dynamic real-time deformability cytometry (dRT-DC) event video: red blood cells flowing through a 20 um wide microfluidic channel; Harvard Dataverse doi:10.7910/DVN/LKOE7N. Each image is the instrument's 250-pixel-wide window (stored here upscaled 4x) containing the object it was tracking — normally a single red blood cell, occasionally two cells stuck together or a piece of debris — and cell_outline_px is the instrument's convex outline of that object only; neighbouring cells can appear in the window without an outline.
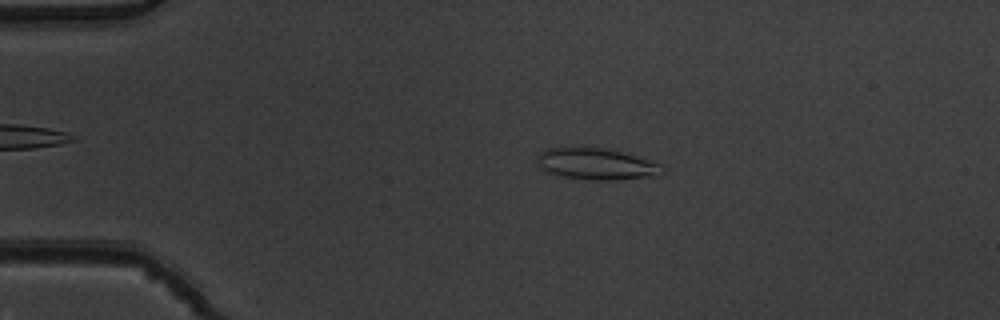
{"species": "common noctule bat (a hibernating species)", "species_latin": "Nyctalus noctula", "temperature_condition": "warm", "stored_images_in_passage": 52, "camera_frame_rate_fps": 3000, "um_per_image_px": 0.085, "animal": {"sex": "male", "body_mass_g": 19.5, "forearm_length_mm": 54.6}, "frame": {"image": 1, "passage_image": 11, "time_ms": 3.333, "image_size_px": [1000, 320], "cell_outline_px": [[664, 172], [656, 176], [616, 180], [588, 180], [564, 176], [548, 172], [540, 168], [536, 164], [536, 156], [540, 152], [548, 148], [572, 144], [576, 144], [604, 148], [620, 152], [660, 164], [664, 168]], "centroid_in_image_um": [50.59, 13.9], "position_along_channel_um": 34.4, "area_um2": 23.58}}
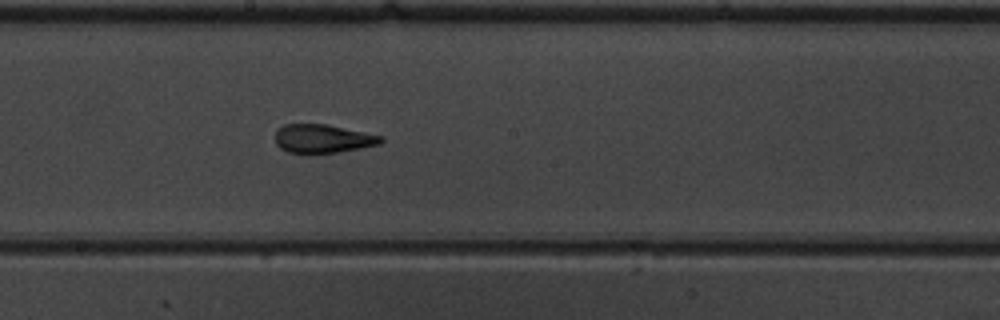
{"frame": {"image": 2, "passage_image": 29, "time_ms": 9.333, "image_size_px": [1000, 320], "cell_outline_px": [[384, 140], [380, 144], [340, 152], [308, 156], [288, 152], [280, 148], [276, 144], [276, 132], [284, 124], [328, 124], [384, 136]], "centroid_in_image_um": [27.44, 11.82], "position_along_channel_um": 220.8, "area_um2": 18.21}}
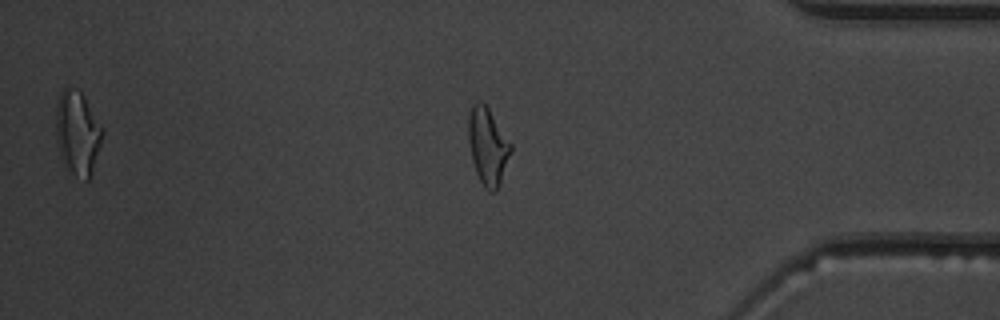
{"frame": {"image": 3, "passage_image": 44, "time_ms": 14.333, "image_size_px": [1000, 320], "cell_outline_px": [[512, 152], [496, 192], [488, 192], [484, 188], [476, 172], [472, 160], [468, 140], [468, 116], [472, 104], [476, 100], [480, 100], [488, 108], [512, 144]], "centroid_in_image_um": [41.46, 12.43], "position_along_channel_um": 393.7, "area_um2": 19.13}, "authors_computed_cell_mechanics": {"area_um2": 18.6116, "velocity_mm_per_s": 3.9111, "shape_relaxation_time_tau1_ms": 10.5335, "shape_relaxation_time_tau2_ms": 1.1103, "deformation_change_tau1": 0.2929, "deformation_change_tau2": 0.0944}}